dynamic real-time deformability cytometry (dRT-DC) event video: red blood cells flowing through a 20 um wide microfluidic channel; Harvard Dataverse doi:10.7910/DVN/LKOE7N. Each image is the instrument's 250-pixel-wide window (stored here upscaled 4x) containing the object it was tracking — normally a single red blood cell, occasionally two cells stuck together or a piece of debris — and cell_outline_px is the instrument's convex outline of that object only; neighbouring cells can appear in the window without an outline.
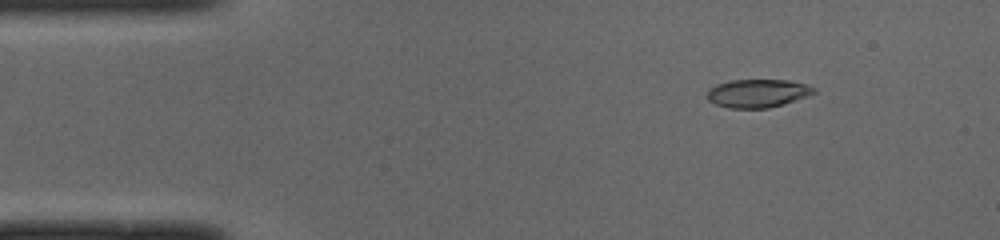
{"species": "common noctule bat (a hibernating species)", "species_latin": "Nyctalus noctula", "temperature_condition": "cold", "stored_images_in_passage": 44, "camera_frame_rate_fps": 3000, "um_per_image_px": 0.085, "animal": {"sex": "male", "body_mass_g": 19.0, "forearm_length_mm": 50.8}, "frame": {"image": 1, "passage_image": 1, "time_ms": 0.0, "image_size_px": [1000, 240], "cell_outline_px": [[816, 92], [808, 96], [784, 104], [768, 108], [728, 108], [716, 104], [708, 100], [708, 88], [716, 84], [732, 80], [788, 80], [808, 84], [816, 88]], "centroid_in_image_um": [64.43, 7.92], "position_along_channel_um": 20.6, "area_um2": 17.69}}
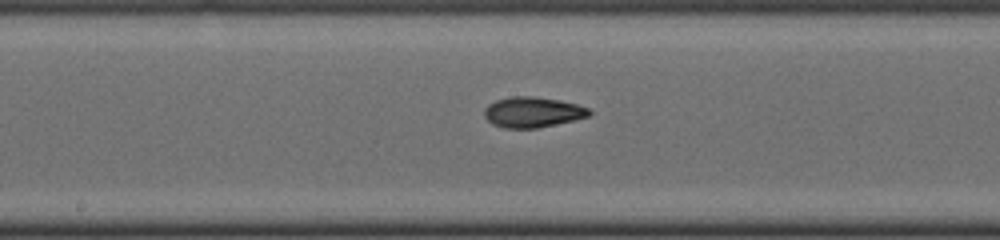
{"frame": {"image": 2, "passage_image": 20, "time_ms": 6.333, "image_size_px": [1000, 240], "cell_outline_px": [[592, 112], [588, 116], [572, 120], [536, 128], [504, 128], [492, 124], [484, 116], [484, 108], [488, 104], [496, 100], [512, 96], [532, 96], [560, 100], [576, 104], [588, 108]], "centroid_in_image_um": [45.23, 9.52], "position_along_channel_um": 203.0, "area_um2": 18.5}}
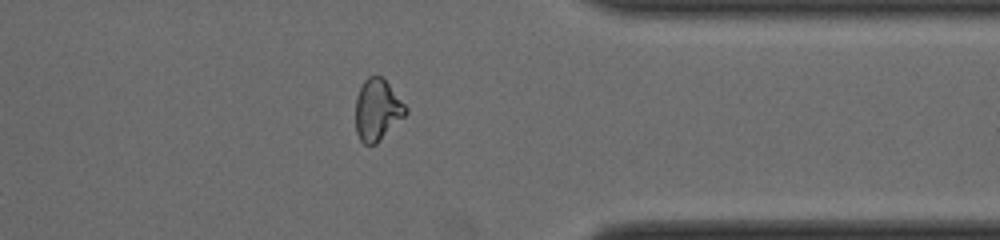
{"frame": {"image": 3, "passage_image": 34, "time_ms": 11.0, "image_size_px": [1000, 240], "cell_outline_px": [[408, 112], [376, 144], [364, 144], [360, 140], [356, 132], [356, 96], [364, 80], [368, 76], [376, 72], [388, 84], [408, 108]], "centroid_in_image_um": [32.06, 9.31], "position_along_channel_um": 379.3, "area_um2": 17.86}, "authors_computed_cell_mechanics": {"area_um2": 18.1781, "velocity_mm_per_s": 4.01, "shape_relaxation_time_tau1_ms": 4.8848, "shape_relaxation_time_tau2_ms": 2.1015, "deformation_change_tau1": 0.1943, "deformation_change_tau2": 0.0724}}